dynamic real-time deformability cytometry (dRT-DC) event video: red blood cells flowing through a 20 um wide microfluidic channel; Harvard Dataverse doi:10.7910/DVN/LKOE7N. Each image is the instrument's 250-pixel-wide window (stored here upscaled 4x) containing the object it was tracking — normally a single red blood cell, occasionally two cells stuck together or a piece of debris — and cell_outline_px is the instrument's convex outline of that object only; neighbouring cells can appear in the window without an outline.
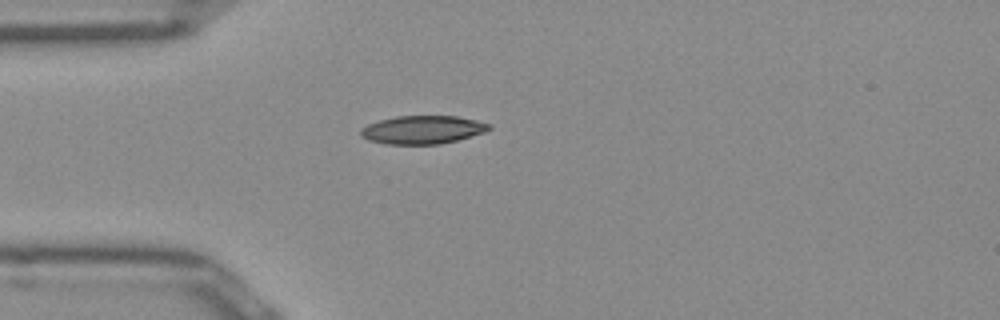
{"species": "Egyptian fruit bat (a non-hibernating species)", "species_latin": "Rousettus aegyptiacus", "temperature_condition": "room temperature", "stored_images_in_passage": 27, "camera_frame_rate_fps": 3000, "um_per_image_px": 0.085, "frame": {"image": 1, "passage_image": 1, "time_ms": 0.0, "image_size_px": [1000, 320], "cell_outline_px": [[492, 128], [484, 132], [456, 140], [440, 144], [384, 144], [368, 140], [360, 136], [360, 128], [368, 124], [380, 120], [396, 116], [456, 116], [476, 120], [488, 124]], "centroid_in_image_um": [35.87, 11.03], "position_along_channel_um": 49.1, "area_um2": 21.04}}
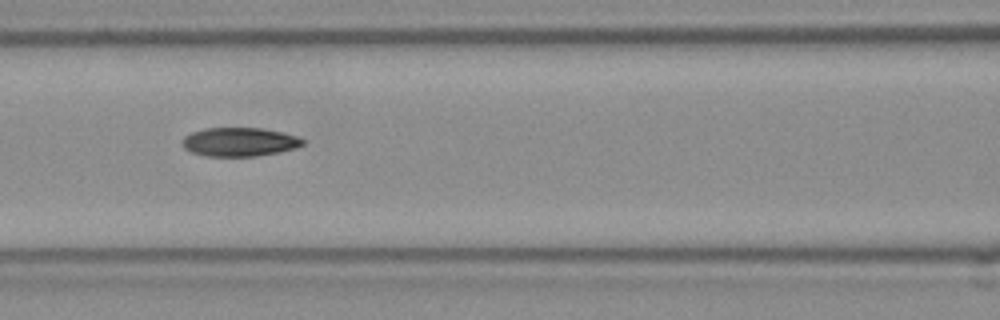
{"frame": {"image": 2, "passage_image": 9, "time_ms": 2.667, "image_size_px": [1000, 320], "cell_outline_px": [[304, 144], [296, 148], [256, 156], [204, 156], [188, 152], [180, 144], [184, 136], [192, 132], [208, 128], [264, 128], [296, 136], [304, 140]], "centroid_in_image_um": [20.29, 12.07], "position_along_channel_um": 146.3, "area_um2": 20.23}}
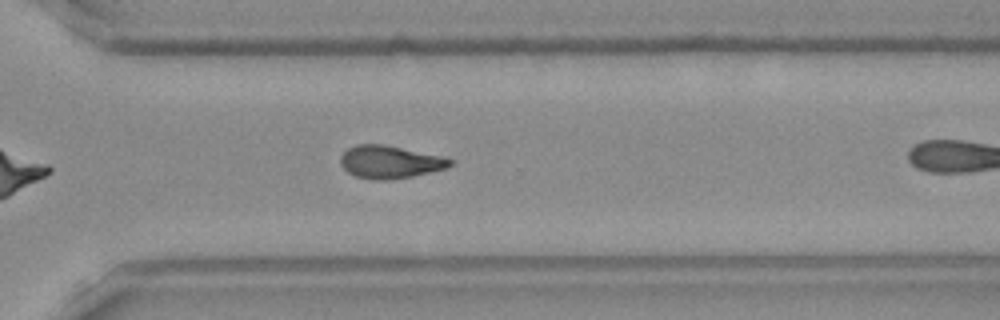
{"frame": {"image": 3, "passage_image": 23, "time_ms": 7.333, "image_size_px": [1000, 320], "cell_outline_px": [[452, 164], [448, 168], [412, 176], [384, 180], [376, 180], [356, 176], [348, 172], [340, 164], [340, 156], [348, 148], [356, 144], [380, 144], [440, 156], [452, 160]], "centroid_in_image_um": [33.1, 13.77], "position_along_channel_um": 337.5, "area_um2": 20.52}}